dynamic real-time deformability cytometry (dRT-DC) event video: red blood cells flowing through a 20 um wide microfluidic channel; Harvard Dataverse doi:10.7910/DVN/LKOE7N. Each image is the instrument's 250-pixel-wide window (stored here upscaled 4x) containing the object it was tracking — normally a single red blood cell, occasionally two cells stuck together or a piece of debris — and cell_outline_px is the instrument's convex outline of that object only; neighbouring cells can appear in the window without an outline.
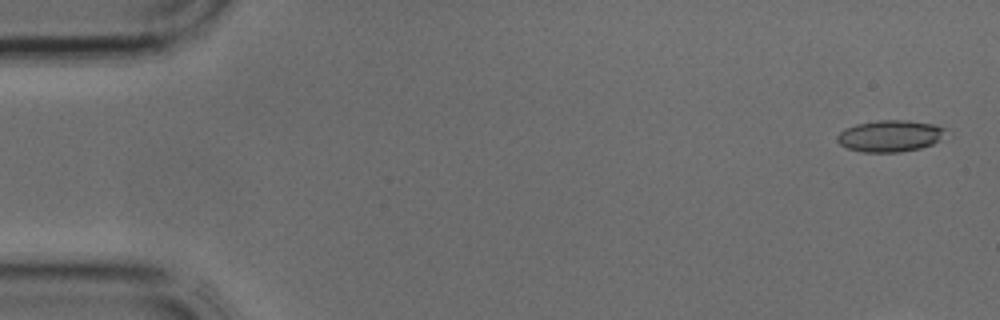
{"species": "common noctule bat (a hibernating species)", "species_latin": "Nyctalus noctula", "temperature_condition": "cold", "stored_images_in_passage": 9, "camera_frame_rate_fps": 3000, "um_per_image_px": 0.085, "animal": {"sex": "male", "body_mass_g": 17.9, "forearm_length_mm": 54.2}, "frame": {"image": 1, "passage_image": 2, "time_ms": 0.333, "image_size_px": [1000, 320], "cell_outline_px": [[948, 128], [932, 144], [920, 148], [900, 152], [864, 152], [848, 148], [840, 144], [836, 140], [836, 136], [844, 128], [856, 124], [880, 120], [908, 120], [932, 124]], "centroid_in_image_um": [75.6, 11.55], "position_along_channel_um": 9.4, "area_um2": 19.77}}